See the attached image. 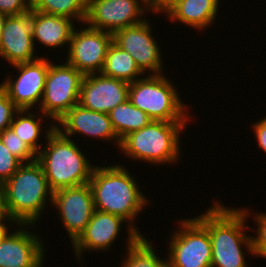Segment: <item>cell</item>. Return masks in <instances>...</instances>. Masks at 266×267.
<instances>
[{"label":"cell","instance_id":"9c48e42d","mask_svg":"<svg viewBox=\"0 0 266 267\" xmlns=\"http://www.w3.org/2000/svg\"><path fill=\"white\" fill-rule=\"evenodd\" d=\"M70 236L72 244L79 238L95 211L89 183L62 188L53 192L52 202Z\"/></svg>","mask_w":266,"mask_h":267},{"label":"cell","instance_id":"cb8c5ba5","mask_svg":"<svg viewBox=\"0 0 266 267\" xmlns=\"http://www.w3.org/2000/svg\"><path fill=\"white\" fill-rule=\"evenodd\" d=\"M32 9L45 14L76 18L84 23L87 0H32Z\"/></svg>","mask_w":266,"mask_h":267},{"label":"cell","instance_id":"ac0fdd59","mask_svg":"<svg viewBox=\"0 0 266 267\" xmlns=\"http://www.w3.org/2000/svg\"><path fill=\"white\" fill-rule=\"evenodd\" d=\"M125 221L120 216L95 210L84 232L73 243L78 260L84 249L104 251L111 247Z\"/></svg>","mask_w":266,"mask_h":267},{"label":"cell","instance_id":"f546056e","mask_svg":"<svg viewBox=\"0 0 266 267\" xmlns=\"http://www.w3.org/2000/svg\"><path fill=\"white\" fill-rule=\"evenodd\" d=\"M32 10V0H0V12L7 16H17Z\"/></svg>","mask_w":266,"mask_h":267},{"label":"cell","instance_id":"d4e9b609","mask_svg":"<svg viewBox=\"0 0 266 267\" xmlns=\"http://www.w3.org/2000/svg\"><path fill=\"white\" fill-rule=\"evenodd\" d=\"M17 114V120L15 117L13 118L10 128L13 129L17 136L21 140L25 141V143H27L28 146L37 154L41 148V145L39 146L37 142L42 130L40 121H42L43 117H39V119L35 120L34 118L36 116H34V114H30L28 109L18 110ZM25 114L27 116H25Z\"/></svg>","mask_w":266,"mask_h":267},{"label":"cell","instance_id":"83f0119b","mask_svg":"<svg viewBox=\"0 0 266 267\" xmlns=\"http://www.w3.org/2000/svg\"><path fill=\"white\" fill-rule=\"evenodd\" d=\"M19 109L15 106L8 94L0 87V132L10 128Z\"/></svg>","mask_w":266,"mask_h":267},{"label":"cell","instance_id":"8d00e7d4","mask_svg":"<svg viewBox=\"0 0 266 267\" xmlns=\"http://www.w3.org/2000/svg\"><path fill=\"white\" fill-rule=\"evenodd\" d=\"M162 267H174L168 261H166Z\"/></svg>","mask_w":266,"mask_h":267},{"label":"cell","instance_id":"7c38bea8","mask_svg":"<svg viewBox=\"0 0 266 267\" xmlns=\"http://www.w3.org/2000/svg\"><path fill=\"white\" fill-rule=\"evenodd\" d=\"M150 28L149 23L143 20L115 32L113 42L134 58L143 74L146 70H151L152 73L154 72L153 75H160L163 66L161 51L151 35Z\"/></svg>","mask_w":266,"mask_h":267},{"label":"cell","instance_id":"484cf974","mask_svg":"<svg viewBox=\"0 0 266 267\" xmlns=\"http://www.w3.org/2000/svg\"><path fill=\"white\" fill-rule=\"evenodd\" d=\"M0 139L7 149L21 163H28L37 159V154L28 146L25 141L21 140L13 129L7 128L0 132Z\"/></svg>","mask_w":266,"mask_h":267},{"label":"cell","instance_id":"ba28073f","mask_svg":"<svg viewBox=\"0 0 266 267\" xmlns=\"http://www.w3.org/2000/svg\"><path fill=\"white\" fill-rule=\"evenodd\" d=\"M169 244L168 262L174 267H211L212 245L208 230L196 219L180 222Z\"/></svg>","mask_w":266,"mask_h":267},{"label":"cell","instance_id":"44dd1931","mask_svg":"<svg viewBox=\"0 0 266 267\" xmlns=\"http://www.w3.org/2000/svg\"><path fill=\"white\" fill-rule=\"evenodd\" d=\"M129 226L128 254L121 267H162L166 260L157 257L152 243L132 223Z\"/></svg>","mask_w":266,"mask_h":267},{"label":"cell","instance_id":"7a4b0ae2","mask_svg":"<svg viewBox=\"0 0 266 267\" xmlns=\"http://www.w3.org/2000/svg\"><path fill=\"white\" fill-rule=\"evenodd\" d=\"M89 184L95 210L120 216L127 222H133L148 204L136 181L122 165L95 166Z\"/></svg>","mask_w":266,"mask_h":267},{"label":"cell","instance_id":"1f68e13d","mask_svg":"<svg viewBox=\"0 0 266 267\" xmlns=\"http://www.w3.org/2000/svg\"><path fill=\"white\" fill-rule=\"evenodd\" d=\"M9 216L5 203L4 183L0 181V218Z\"/></svg>","mask_w":266,"mask_h":267},{"label":"cell","instance_id":"277c9868","mask_svg":"<svg viewBox=\"0 0 266 267\" xmlns=\"http://www.w3.org/2000/svg\"><path fill=\"white\" fill-rule=\"evenodd\" d=\"M4 191L8 215L22 227L34 225L45 208L47 195L50 202L53 196L37 160L22 163L16 173L4 182Z\"/></svg>","mask_w":266,"mask_h":267},{"label":"cell","instance_id":"9a60e30c","mask_svg":"<svg viewBox=\"0 0 266 267\" xmlns=\"http://www.w3.org/2000/svg\"><path fill=\"white\" fill-rule=\"evenodd\" d=\"M32 10L17 16H7L0 42V56L11 65L39 59L34 56Z\"/></svg>","mask_w":266,"mask_h":267},{"label":"cell","instance_id":"8992f818","mask_svg":"<svg viewBox=\"0 0 266 267\" xmlns=\"http://www.w3.org/2000/svg\"><path fill=\"white\" fill-rule=\"evenodd\" d=\"M164 75L150 74L129 84L128 99L153 121L188 122L186 106Z\"/></svg>","mask_w":266,"mask_h":267},{"label":"cell","instance_id":"4316f807","mask_svg":"<svg viewBox=\"0 0 266 267\" xmlns=\"http://www.w3.org/2000/svg\"><path fill=\"white\" fill-rule=\"evenodd\" d=\"M21 164L0 139V181L3 183L7 181L16 173Z\"/></svg>","mask_w":266,"mask_h":267},{"label":"cell","instance_id":"ffe728a7","mask_svg":"<svg viewBox=\"0 0 266 267\" xmlns=\"http://www.w3.org/2000/svg\"><path fill=\"white\" fill-rule=\"evenodd\" d=\"M218 3L219 0H179L166 13L172 21L177 20L201 30L214 21Z\"/></svg>","mask_w":266,"mask_h":267},{"label":"cell","instance_id":"5bb4252c","mask_svg":"<svg viewBox=\"0 0 266 267\" xmlns=\"http://www.w3.org/2000/svg\"><path fill=\"white\" fill-rule=\"evenodd\" d=\"M129 84L102 73H98V76L97 73L84 75L78 104L89 110L108 114L117 105L128 100Z\"/></svg>","mask_w":266,"mask_h":267},{"label":"cell","instance_id":"7402d4cb","mask_svg":"<svg viewBox=\"0 0 266 267\" xmlns=\"http://www.w3.org/2000/svg\"><path fill=\"white\" fill-rule=\"evenodd\" d=\"M101 73L128 83L138 80V76L143 75L136 65L134 58L114 42L110 44L107 50Z\"/></svg>","mask_w":266,"mask_h":267},{"label":"cell","instance_id":"5b68a950","mask_svg":"<svg viewBox=\"0 0 266 267\" xmlns=\"http://www.w3.org/2000/svg\"><path fill=\"white\" fill-rule=\"evenodd\" d=\"M185 122L152 121L149 125L130 132L121 139L120 150L135 160L152 164L178 160L179 133Z\"/></svg>","mask_w":266,"mask_h":267},{"label":"cell","instance_id":"52a82bcc","mask_svg":"<svg viewBox=\"0 0 266 267\" xmlns=\"http://www.w3.org/2000/svg\"><path fill=\"white\" fill-rule=\"evenodd\" d=\"M84 75L67 62L49 64L45 78L40 112L57 122L73 106L78 104Z\"/></svg>","mask_w":266,"mask_h":267},{"label":"cell","instance_id":"603a6c76","mask_svg":"<svg viewBox=\"0 0 266 267\" xmlns=\"http://www.w3.org/2000/svg\"><path fill=\"white\" fill-rule=\"evenodd\" d=\"M108 115L120 140L130 132L139 130L153 121L145 112L133 106L129 99L117 105Z\"/></svg>","mask_w":266,"mask_h":267},{"label":"cell","instance_id":"e0dca14e","mask_svg":"<svg viewBox=\"0 0 266 267\" xmlns=\"http://www.w3.org/2000/svg\"><path fill=\"white\" fill-rule=\"evenodd\" d=\"M44 250L36 235L17 229L0 241V267H43Z\"/></svg>","mask_w":266,"mask_h":267},{"label":"cell","instance_id":"30bf717a","mask_svg":"<svg viewBox=\"0 0 266 267\" xmlns=\"http://www.w3.org/2000/svg\"><path fill=\"white\" fill-rule=\"evenodd\" d=\"M75 30L69 42L67 63L83 75L101 73L113 35L90 27Z\"/></svg>","mask_w":266,"mask_h":267},{"label":"cell","instance_id":"2e32d148","mask_svg":"<svg viewBox=\"0 0 266 267\" xmlns=\"http://www.w3.org/2000/svg\"><path fill=\"white\" fill-rule=\"evenodd\" d=\"M57 123L60 125H57L56 129L67 138L74 133H82L94 138L115 139L116 144L120 146L121 140L116 135L107 113L92 111L76 104ZM60 126L64 128H59Z\"/></svg>","mask_w":266,"mask_h":267},{"label":"cell","instance_id":"e575fe53","mask_svg":"<svg viewBox=\"0 0 266 267\" xmlns=\"http://www.w3.org/2000/svg\"><path fill=\"white\" fill-rule=\"evenodd\" d=\"M178 1L179 0H161V11L167 12Z\"/></svg>","mask_w":266,"mask_h":267},{"label":"cell","instance_id":"d6a6232c","mask_svg":"<svg viewBox=\"0 0 266 267\" xmlns=\"http://www.w3.org/2000/svg\"><path fill=\"white\" fill-rule=\"evenodd\" d=\"M141 4H145V7L148 6L149 9L153 10L154 12L161 13V0H140ZM151 7V8H150Z\"/></svg>","mask_w":266,"mask_h":267},{"label":"cell","instance_id":"8fae6325","mask_svg":"<svg viewBox=\"0 0 266 267\" xmlns=\"http://www.w3.org/2000/svg\"><path fill=\"white\" fill-rule=\"evenodd\" d=\"M139 3V0H87L84 23L89 24L90 28L113 35L122 28L144 20L139 16L148 7Z\"/></svg>","mask_w":266,"mask_h":267},{"label":"cell","instance_id":"d590c367","mask_svg":"<svg viewBox=\"0 0 266 267\" xmlns=\"http://www.w3.org/2000/svg\"><path fill=\"white\" fill-rule=\"evenodd\" d=\"M6 18H7V15L2 14L0 12V42H1V34H2V31H3V26H4V22H5Z\"/></svg>","mask_w":266,"mask_h":267},{"label":"cell","instance_id":"4dcf8cb0","mask_svg":"<svg viewBox=\"0 0 266 267\" xmlns=\"http://www.w3.org/2000/svg\"><path fill=\"white\" fill-rule=\"evenodd\" d=\"M254 132L257 137L259 148L266 152V117L260 120L255 125L253 124Z\"/></svg>","mask_w":266,"mask_h":267},{"label":"cell","instance_id":"6da1fadb","mask_svg":"<svg viewBox=\"0 0 266 267\" xmlns=\"http://www.w3.org/2000/svg\"><path fill=\"white\" fill-rule=\"evenodd\" d=\"M205 214L195 217L207 230L212 245L211 267H247L241 245L253 255L251 236L243 232L247 210L226 208L215 202ZM248 214V215H247Z\"/></svg>","mask_w":266,"mask_h":267},{"label":"cell","instance_id":"836d02e7","mask_svg":"<svg viewBox=\"0 0 266 267\" xmlns=\"http://www.w3.org/2000/svg\"><path fill=\"white\" fill-rule=\"evenodd\" d=\"M6 218H7V220L9 219L10 221L17 223L11 216H5V217L0 218V241L8 235V230H7L8 227L3 222V221H7V220H5Z\"/></svg>","mask_w":266,"mask_h":267},{"label":"cell","instance_id":"3957f363","mask_svg":"<svg viewBox=\"0 0 266 267\" xmlns=\"http://www.w3.org/2000/svg\"><path fill=\"white\" fill-rule=\"evenodd\" d=\"M47 145L37 153L50 189L56 190L89 183L93 166L76 143L63 136L56 125L46 131Z\"/></svg>","mask_w":266,"mask_h":267},{"label":"cell","instance_id":"4fadbf2b","mask_svg":"<svg viewBox=\"0 0 266 267\" xmlns=\"http://www.w3.org/2000/svg\"><path fill=\"white\" fill-rule=\"evenodd\" d=\"M50 63L47 59L39 58L12 65L19 70V77L15 81L11 77L7 78L0 85L19 110H30L36 103L41 102Z\"/></svg>","mask_w":266,"mask_h":267},{"label":"cell","instance_id":"f1b7e54d","mask_svg":"<svg viewBox=\"0 0 266 267\" xmlns=\"http://www.w3.org/2000/svg\"><path fill=\"white\" fill-rule=\"evenodd\" d=\"M255 221L258 223V228L257 237H251L253 255L266 258V213L256 214Z\"/></svg>","mask_w":266,"mask_h":267},{"label":"cell","instance_id":"d6986e66","mask_svg":"<svg viewBox=\"0 0 266 267\" xmlns=\"http://www.w3.org/2000/svg\"><path fill=\"white\" fill-rule=\"evenodd\" d=\"M71 21L72 19L65 16L45 14L32 9L33 41L37 39L49 48L69 44L75 28Z\"/></svg>","mask_w":266,"mask_h":267}]
</instances>
